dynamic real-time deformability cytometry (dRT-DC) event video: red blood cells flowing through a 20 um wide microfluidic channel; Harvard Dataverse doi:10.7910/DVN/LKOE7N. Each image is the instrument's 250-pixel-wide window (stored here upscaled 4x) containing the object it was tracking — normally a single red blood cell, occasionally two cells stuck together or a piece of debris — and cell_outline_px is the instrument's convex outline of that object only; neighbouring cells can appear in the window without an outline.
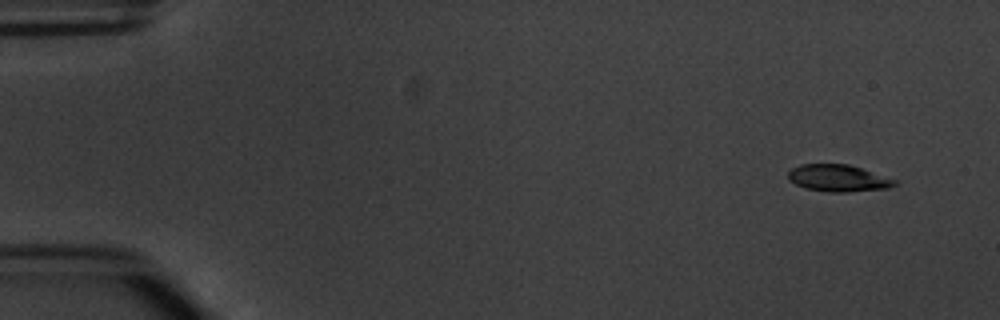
{"species": "common noctule bat (a hibernating species)", "species_latin": "Nyctalus noctula", "temperature_condition": "warm", "stored_images_in_passage": 6, "camera_frame_rate_fps": 3000, "um_per_image_px": 0.085, "animal": {"sex": "male", "body_mass_g": 20.1, "forearm_length_mm": 53.5}, "frame": {"image": 1, "passage_image": 1, "time_ms": 0.0, "image_size_px": [1000, 320], "cell_outline_px": [[896, 184], [888, 188], [848, 192], [828, 192], [804, 188], [788, 180], [788, 172], [792, 168], [800, 164], [848, 164], [896, 180]], "centroid_in_image_um": [71.2, 15.15], "position_along_channel_um": 13.8, "area_um2": 16.59}}